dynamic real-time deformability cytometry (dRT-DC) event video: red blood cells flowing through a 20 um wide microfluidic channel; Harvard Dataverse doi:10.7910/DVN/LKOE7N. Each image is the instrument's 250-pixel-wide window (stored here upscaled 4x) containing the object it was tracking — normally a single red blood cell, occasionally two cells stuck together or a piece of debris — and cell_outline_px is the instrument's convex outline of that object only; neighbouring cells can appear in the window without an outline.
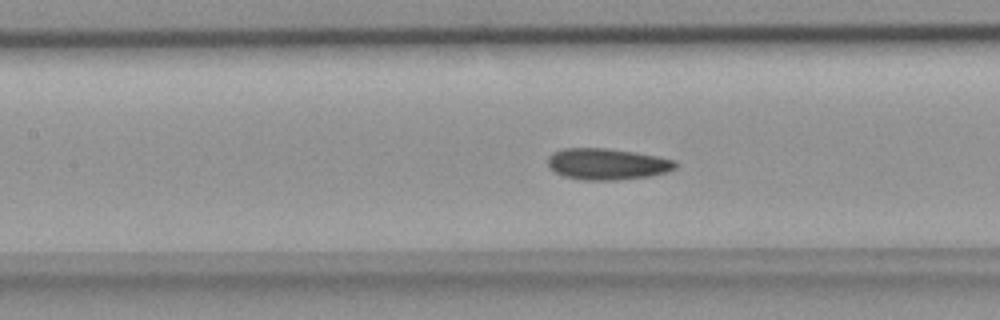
{"species": "common noctule bat (a hibernating species)", "species_latin": "Nyctalus noctula", "temperature_condition": "room temperature", "stored_images_in_passage": 35, "camera_frame_rate_fps": 3000, "um_per_image_px": 0.085, "animal": {"sex": "female", "body_mass_g": 18.4}, "frame": {"image": 1, "passage_image": 7, "time_ms": 2.0, "image_size_px": [1000, 320], "cell_outline_px": [[680, 164], [676, 168], [668, 172], [648, 176], [616, 180], [584, 180], [564, 176], [548, 168], [548, 156], [552, 152], [564, 148], [608, 148], [636, 152], [676, 160]], "centroid_in_image_um": [51.62, 13.93], "position_along_channel_um": 155.8, "area_um2": 23.52}}
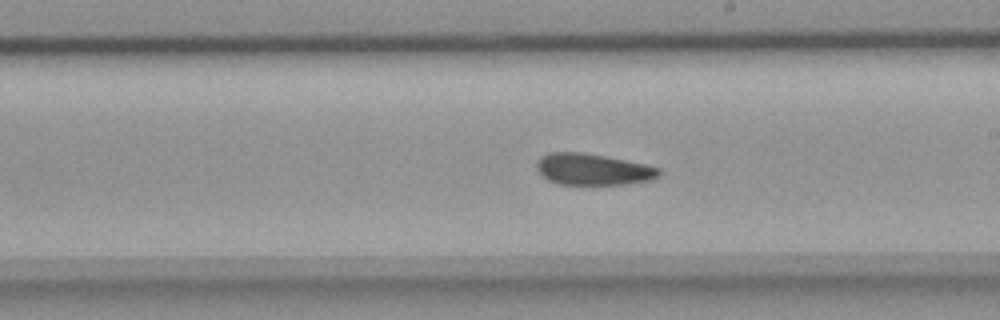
{"frame": {"image": 2, "passage_image": 13, "time_ms": 4.0, "image_size_px": [1000, 320], "cell_outline_px": [[660, 176], [652, 180], [624, 184], [556, 184], [548, 180], [536, 168], [536, 160], [540, 156], [548, 152], [584, 152], [644, 164], [660, 168]], "centroid_in_image_um": [50.37, 14.39], "position_along_channel_um": 238.6, "area_um2": 22.43}}
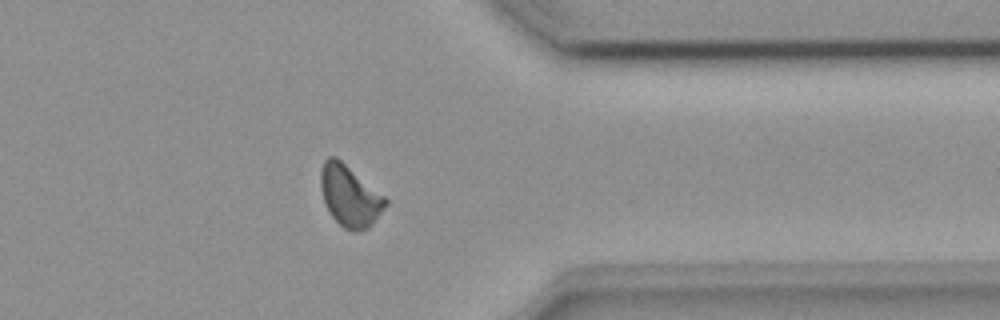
{"frame": {"image": 3, "passage_image": 24, "time_ms": 7.667, "image_size_px": [1000, 320], "cell_outline_px": [[388, 204], [372, 224], [368, 228], [356, 232], [344, 228], [332, 216], [324, 204], [320, 188], [320, 172], [324, 160], [328, 156], [336, 156], [384, 196], [388, 200]], "centroid_in_image_um": [29.71, 16.65], "position_along_channel_um": 381.7, "area_um2": 23.06}}